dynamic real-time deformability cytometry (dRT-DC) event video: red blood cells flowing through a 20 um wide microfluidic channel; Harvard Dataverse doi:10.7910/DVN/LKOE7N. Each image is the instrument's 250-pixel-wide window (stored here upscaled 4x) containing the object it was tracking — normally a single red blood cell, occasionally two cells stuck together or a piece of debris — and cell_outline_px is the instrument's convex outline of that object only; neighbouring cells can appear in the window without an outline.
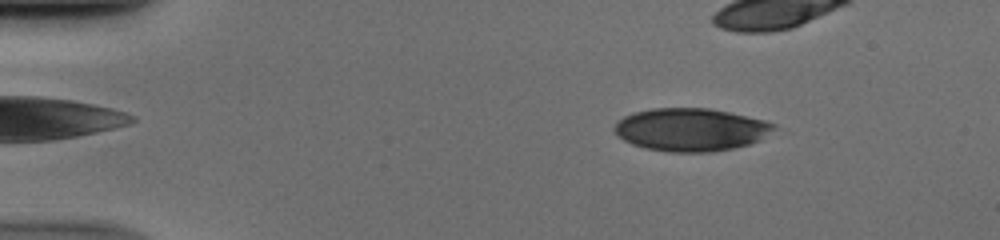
{"species": "human", "species_latin": "Homo sapiens", "temperature_condition": "cold", "stored_images_in_passage": 35, "camera_frame_rate_fps": 3000, "um_per_image_px": 0.085, "donor": {"sex": "male"}, "frame": {"image": 1, "passage_image": 2, "time_ms": 0.333, "image_size_px": [1000, 240], "cell_outline_px": [[776, 124], [760, 140], [748, 144], [732, 148], [712, 152], [668, 152], [644, 148], [632, 144], [624, 140], [612, 128], [624, 116], [632, 112], [652, 108], [708, 108], [728, 112], [764, 120]], "centroid_in_image_um": [58.67, 11.02], "position_along_channel_um": 26.3, "area_um2": 39.54}}
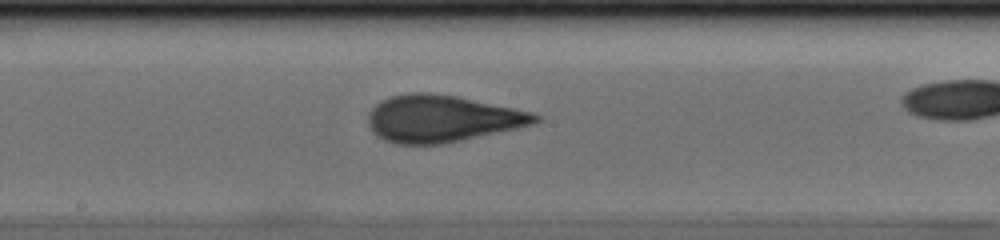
{"frame": {"image": 2, "passage_image": 22, "time_ms": 7.0, "image_size_px": [1000, 240], "cell_outline_px": [[540, 120], [532, 124], [516, 128], [444, 144], [396, 144], [384, 140], [376, 136], [372, 132], [368, 124], [368, 112], [380, 100], [388, 96], [408, 92], [428, 92], [456, 96], [532, 112], [540, 116]], "centroid_in_image_um": [37.49, 10.08], "position_along_channel_um": 210.7, "area_um2": 45.72}}
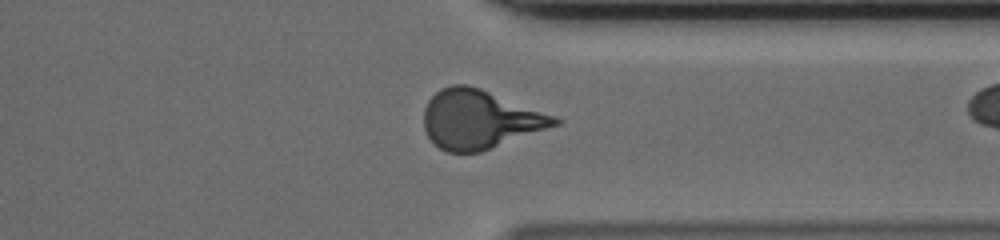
{"frame": {"image": 3, "passage_image": 34, "time_ms": 11.0, "image_size_px": [1000, 240], "cell_outline_px": [[564, 120], [560, 124], [480, 152], [448, 152], [440, 148], [428, 136], [424, 128], [424, 108], [428, 100], [440, 88], [452, 84], [468, 84], [480, 88], [556, 116]], "centroid_in_image_um": [40.77, 10.13], "position_along_channel_um": 370.6, "area_um2": 44.62}}